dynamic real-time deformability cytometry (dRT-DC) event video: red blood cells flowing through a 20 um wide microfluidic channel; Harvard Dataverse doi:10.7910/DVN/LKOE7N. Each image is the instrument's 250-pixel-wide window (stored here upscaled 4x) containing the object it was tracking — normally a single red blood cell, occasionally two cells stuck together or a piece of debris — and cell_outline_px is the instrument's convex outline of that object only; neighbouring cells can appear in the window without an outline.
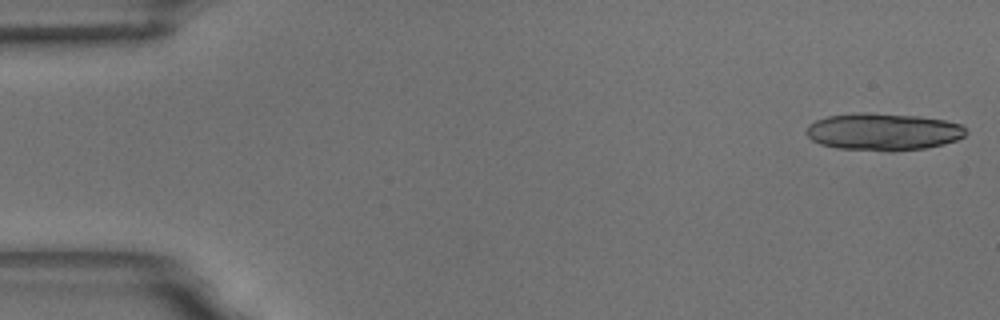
{"species": "common noctule bat (a hibernating species)", "species_latin": "Nyctalus noctula", "temperature_condition": "room temperature", "stored_images_in_passage": 16, "camera_frame_rate_fps": 3000, "um_per_image_px": 0.085, "animal": {"sex": "male", "body_mass_g": 18.8}, "frame": {"image": 1, "passage_image": 1, "time_ms": 0.0, "image_size_px": [1000, 320], "cell_outline_px": [[968, 132], [964, 136], [956, 140], [944, 144], [924, 148], [892, 152], [888, 152], [836, 148], [820, 144], [812, 140], [808, 136], [808, 124], [816, 120], [828, 116], [860, 112], [868, 112], [920, 116], [944, 120], [960, 124]], "centroid_in_image_um": [75.08, 11.2], "position_along_channel_um": 9.9, "area_um2": 34.85}}